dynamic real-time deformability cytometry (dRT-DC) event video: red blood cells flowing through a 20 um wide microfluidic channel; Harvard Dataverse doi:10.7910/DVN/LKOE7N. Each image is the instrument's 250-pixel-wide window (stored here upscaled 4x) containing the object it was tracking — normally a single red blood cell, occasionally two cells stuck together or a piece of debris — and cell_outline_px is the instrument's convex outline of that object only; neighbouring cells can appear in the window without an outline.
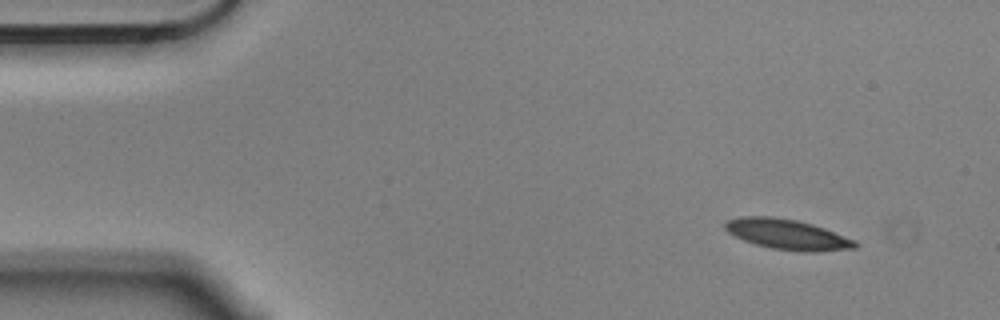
{"species": "Egyptian fruit bat (a non-hibernating species)", "species_latin": "Rousettus aegyptiacus", "temperature_condition": "cold", "stored_images_in_passage": 3, "camera_frame_rate_fps": 3000, "um_per_image_px": 0.085, "animal": {"sex": "male"}, "frame": {"image": 1, "passage_image": 1, "time_ms": 0.0, "image_size_px": [1000, 320], "cell_outline_px": [[860, 244], [856, 248], [816, 252], [800, 252], [772, 248], [756, 244], [744, 240], [728, 232], [724, 228], [724, 224], [728, 220], [744, 216], [768, 216], [796, 220], [812, 224], [824, 228], [856, 240]], "centroid_in_image_um": [66.97, 19.93], "position_along_channel_um": 18.0, "area_um2": 22.89}}